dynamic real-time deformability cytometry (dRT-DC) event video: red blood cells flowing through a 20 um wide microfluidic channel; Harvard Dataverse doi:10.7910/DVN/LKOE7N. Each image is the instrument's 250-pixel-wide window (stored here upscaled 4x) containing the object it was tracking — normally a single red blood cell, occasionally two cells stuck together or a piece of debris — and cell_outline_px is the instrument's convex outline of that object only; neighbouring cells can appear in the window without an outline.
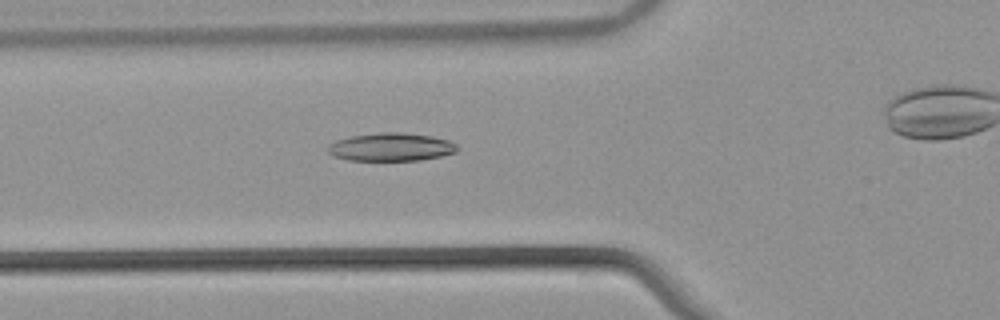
{"species": "common noctule bat (a hibernating species)", "species_latin": "Nyctalus noctula", "temperature_condition": "warm", "stored_images_in_passage": 44, "camera_frame_rate_fps": 3000, "um_per_image_px": 0.085, "animal": {"sex": "male", "body_mass_g": 21.5, "forearm_length_mm": 52.0}, "frame": {"image": 1, "passage_image": 20, "time_ms": 6.333, "image_size_px": [1000, 320], "cell_outline_px": [[456, 152], [440, 156], [420, 160], [348, 160], [332, 156], [328, 152], [328, 144], [336, 140], [348, 136], [380, 132], [400, 132], [432, 136], [448, 140], [456, 144]], "centroid_in_image_um": [33.19, 12.49], "position_along_channel_um": 92.6, "area_um2": 21.21}}
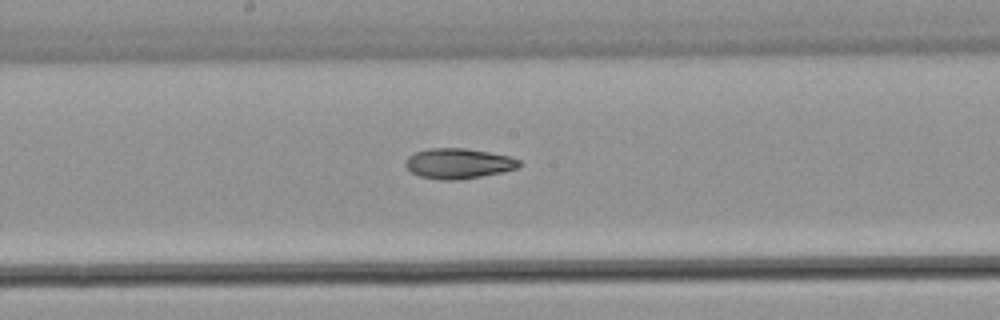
{"frame": {"image": 2, "passage_image": 29, "time_ms": 9.333, "image_size_px": [1000, 320], "cell_outline_px": [[520, 164], [516, 168], [500, 172], [460, 180], [440, 180], [420, 176], [412, 172], [404, 164], [408, 156], [416, 152], [428, 148], [464, 148], [488, 152], [508, 156], [520, 160]], "centroid_in_image_um": [38.92, 13.89], "position_along_channel_um": 209.3, "area_um2": 19.83}}
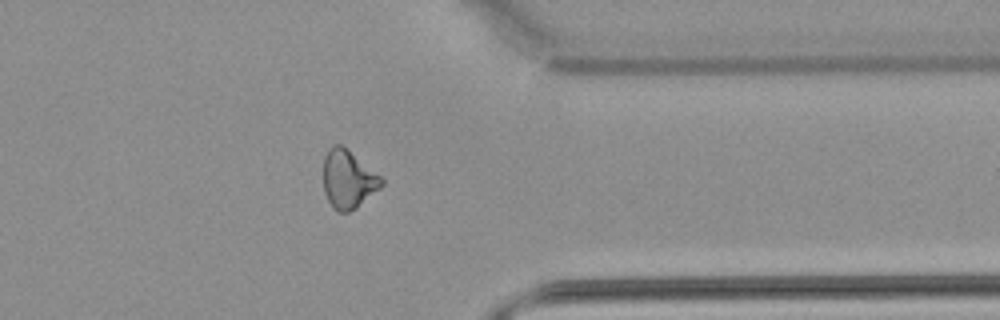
{"frame": {"image": 3, "passage_image": 43, "time_ms": 14.0, "image_size_px": [1000, 320], "cell_outline_px": [[384, 184], [380, 188], [356, 208], [348, 212], [336, 212], [332, 208], [324, 192], [324, 156], [328, 148], [332, 144], [340, 144], [380, 176], [384, 180]], "centroid_in_image_um": [29.57, 15.26], "position_along_channel_um": 381.8, "area_um2": 19.54}}